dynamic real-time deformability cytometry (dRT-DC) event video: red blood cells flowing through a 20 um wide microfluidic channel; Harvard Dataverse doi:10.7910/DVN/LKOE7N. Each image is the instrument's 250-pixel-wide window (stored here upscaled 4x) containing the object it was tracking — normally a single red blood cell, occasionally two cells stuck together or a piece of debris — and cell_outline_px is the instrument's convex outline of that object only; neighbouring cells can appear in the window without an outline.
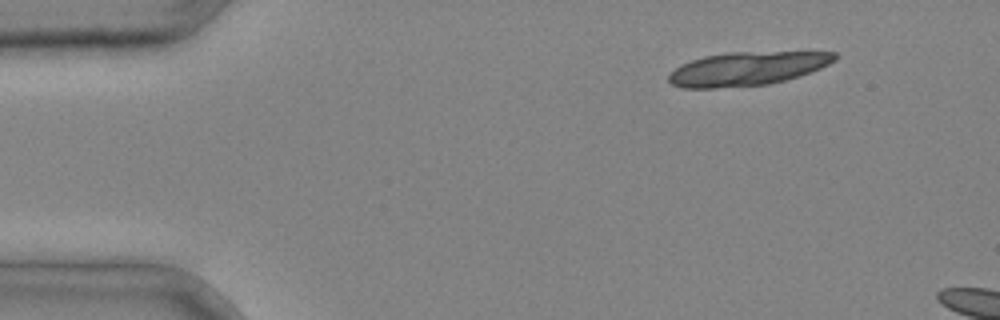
{"species": "common noctule bat (a hibernating species)", "species_latin": "Nyctalus noctula", "temperature_condition": "cold", "stored_images_in_passage": 2, "camera_frame_rate_fps": 3000, "um_per_image_px": 0.085, "animal": {"sex": "male", "body_mass_g": 20.4}, "frame": {"image": 1, "passage_image": 1, "time_ms": 0.0, "image_size_px": [1000, 320], "cell_outline_px": [[836, 60], [820, 68], [784, 80], [768, 84], [716, 88], [684, 88], [672, 84], [668, 80], [668, 76], [680, 64], [704, 56], [728, 52], [836, 52]], "centroid_in_image_um": [63.47, 5.83], "position_along_channel_um": 21.5, "area_um2": 32.19}}